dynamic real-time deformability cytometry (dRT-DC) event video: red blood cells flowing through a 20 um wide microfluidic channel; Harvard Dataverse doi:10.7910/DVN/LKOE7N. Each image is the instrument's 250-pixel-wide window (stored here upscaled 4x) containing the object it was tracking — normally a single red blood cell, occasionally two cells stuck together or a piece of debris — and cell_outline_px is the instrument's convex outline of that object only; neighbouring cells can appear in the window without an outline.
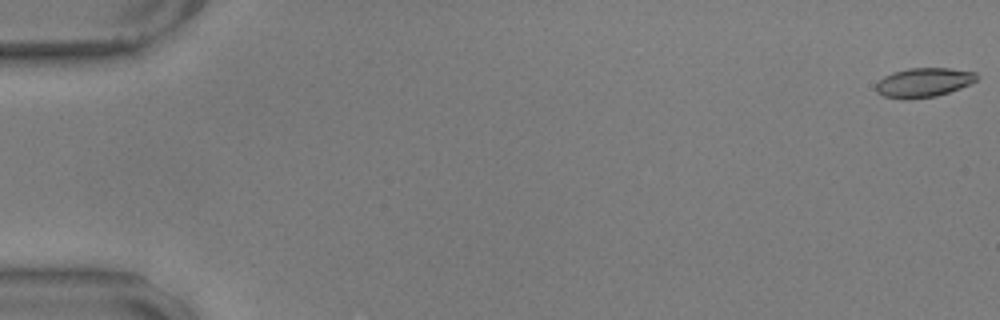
{"species": "common noctule bat (a hibernating species)", "species_latin": "Nyctalus noctula", "temperature_condition": "warm", "stored_images_in_passage": 58, "camera_frame_rate_fps": 3000, "um_per_image_px": 0.085, "animal": {"sex": "male", "body_mass_g": 17.9, "forearm_length_mm": 54.2}, "frame": {"image": 1, "passage_image": 1, "time_ms": 0.0, "image_size_px": [1000, 320], "cell_outline_px": [[980, 76], [976, 80], [960, 88], [936, 96], [904, 100], [900, 100], [884, 96], [876, 92], [876, 84], [884, 76], [892, 72], [908, 68], [948, 68], [976, 72]], "centroid_in_image_um": [78.49, 7.01], "position_along_channel_um": 6.5, "area_um2": 17.28}}
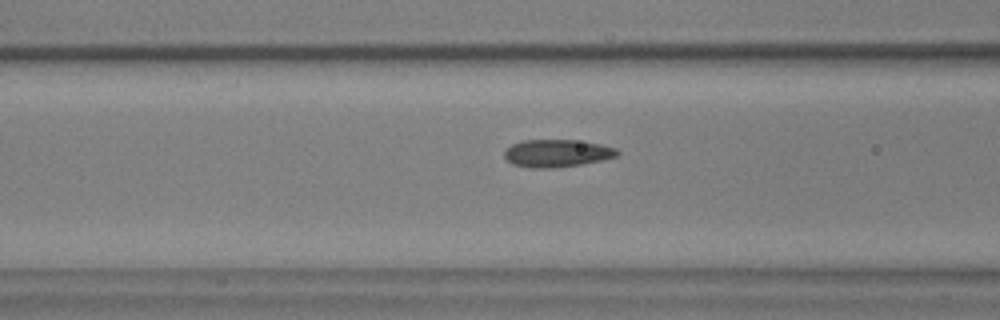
{"frame": {"image": 2, "passage_image": 24, "time_ms": 7.667, "image_size_px": [1000, 320], "cell_outline_px": [[620, 152], [616, 156], [600, 160], [580, 164], [552, 168], [532, 168], [512, 164], [504, 156], [504, 152], [512, 144], [524, 140], [576, 140], [600, 144], [616, 148]], "centroid_in_image_um": [47.33, 13.02], "position_along_channel_um": 119.3, "area_um2": 17.92}}
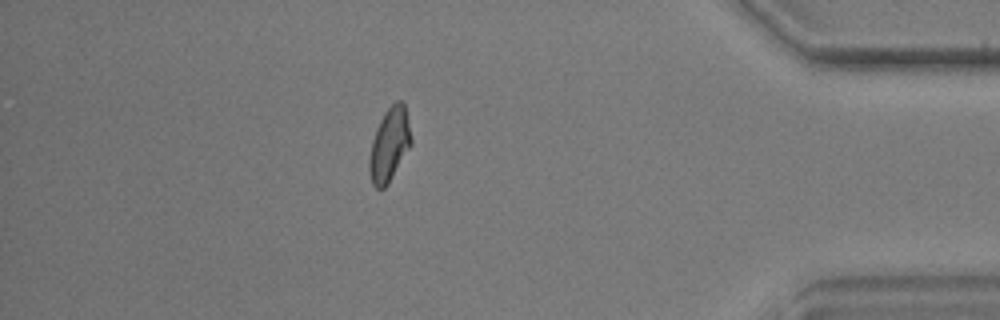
{"frame": {"image": 3, "passage_image": 51, "time_ms": 16.667, "image_size_px": [1000, 320], "cell_outline_px": [[412, 144], [388, 184], [384, 188], [376, 188], [372, 184], [368, 172], [368, 160], [372, 140], [376, 128], [384, 112], [396, 100], [400, 100], [404, 104], [412, 140]], "centroid_in_image_um": [33.08, 12.32], "position_along_channel_um": 402.1, "area_um2": 17.98}, "authors_computed_cell_mechanics": {"area_um2": 17.5712, "velocity_mm_per_s": 3.5502, "shape_relaxation_time_tau1_ms": 5.1904, "shape_relaxation_time_tau2_ms": 0.9287, "deformation_change_tau1": 0.1434, "deformation_change_tau2": 0.0703}}